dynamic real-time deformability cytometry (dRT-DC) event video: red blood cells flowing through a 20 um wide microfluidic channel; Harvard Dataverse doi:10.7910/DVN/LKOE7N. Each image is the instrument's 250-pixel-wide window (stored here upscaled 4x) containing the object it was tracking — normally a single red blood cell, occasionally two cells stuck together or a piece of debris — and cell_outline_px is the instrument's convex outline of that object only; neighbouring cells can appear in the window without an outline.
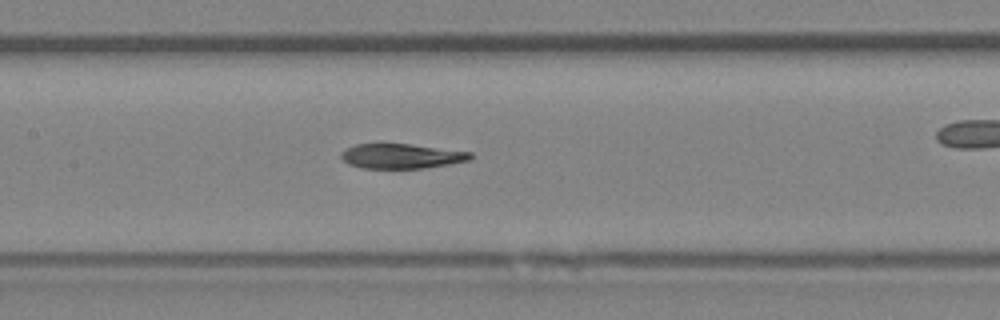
{"species": "Egyptian fruit bat (a non-hibernating species)", "species_latin": "Rousettus aegyptiacus", "temperature_condition": "room temperature", "stored_images_in_passage": 39, "camera_frame_rate_fps": 3000, "um_per_image_px": 0.085, "animal": {"sex": "female"}, "frame": {"image": 1, "passage_image": 23, "time_ms": 7.333, "image_size_px": [1000, 320], "cell_outline_px": [[472, 156], [468, 160], [448, 164], [424, 168], [364, 168], [348, 164], [340, 156], [340, 152], [356, 144], [412, 144], [472, 152]], "centroid_in_image_um": [34.11, 13.26], "position_along_channel_um": 173.3, "area_um2": 18.5}}